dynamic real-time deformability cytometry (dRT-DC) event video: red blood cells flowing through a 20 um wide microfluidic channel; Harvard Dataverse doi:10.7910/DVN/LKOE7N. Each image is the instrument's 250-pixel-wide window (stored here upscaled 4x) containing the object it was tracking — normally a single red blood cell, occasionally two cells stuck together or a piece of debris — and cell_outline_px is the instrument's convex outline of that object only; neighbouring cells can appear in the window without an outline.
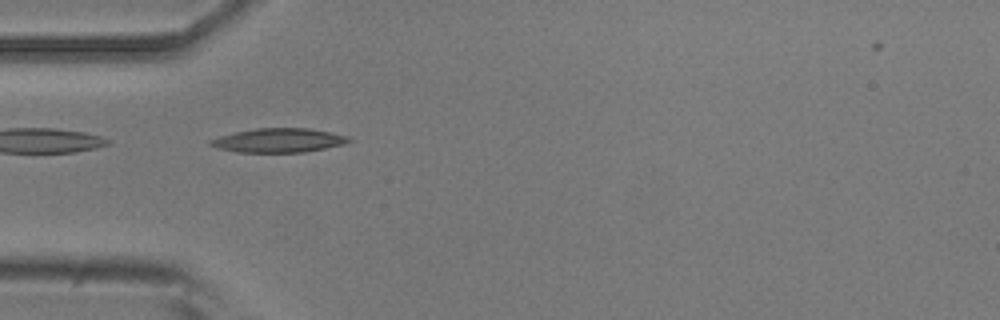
{"species": "common noctule bat (a hibernating species)", "species_latin": "Nyctalus noctula", "temperature_condition": "room temperature", "stored_images_in_passage": 4, "camera_frame_rate_fps": 3000, "um_per_image_px": 0.085, "animal": {"sex": "male", "body_mass_g": 20.5, "forearm_length_mm": 52.5}, "frame": {"image": 1, "passage_image": 1, "time_ms": 0.0, "image_size_px": [1000, 320], "cell_outline_px": [[352, 140], [344, 144], [304, 152], [236, 152], [216, 148], [208, 144], [208, 140], [220, 136], [236, 132], [256, 128], [308, 128], [332, 132], [348, 136]], "centroid_in_image_um": [23.67, 11.93], "position_along_channel_um": 61.3, "area_um2": 19.42}}
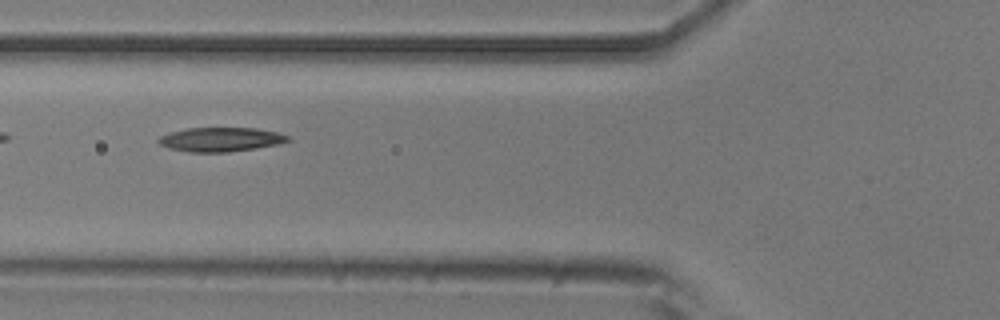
{"frame": {"image": 2, "passage_image": 2, "time_ms": 1.333, "image_size_px": [1000, 320], "cell_outline_px": [[292, 140], [280, 144], [256, 148], [228, 152], [188, 152], [168, 148], [160, 144], [156, 140], [160, 136], [168, 132], [188, 128], [256, 128], [276, 132], [288, 136]], "centroid_in_image_um": [18.74, 11.85], "position_along_channel_um": 107.1, "area_um2": 18.32}}
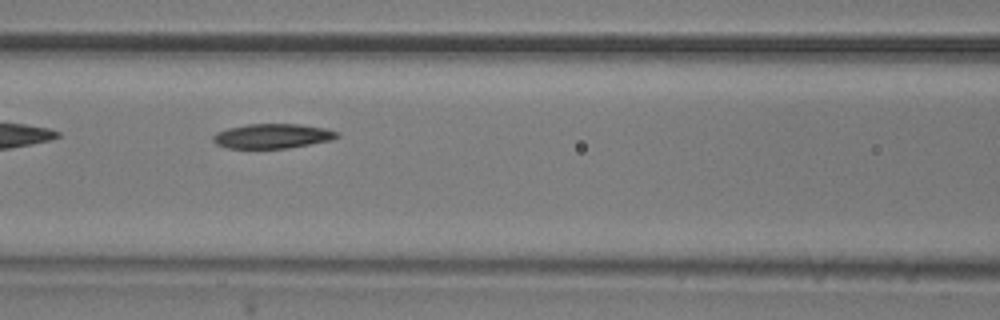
{"frame": {"image": 3, "passage_image": 3, "time_ms": 2.333, "image_size_px": [1000, 320], "cell_outline_px": [[340, 136], [332, 140], [288, 148], [228, 148], [216, 144], [212, 140], [212, 136], [216, 132], [228, 128], [248, 124], [296, 124], [324, 128], [340, 132]], "centroid_in_image_um": [23.16, 11.56], "position_along_channel_um": 143.4, "area_um2": 17.8}}